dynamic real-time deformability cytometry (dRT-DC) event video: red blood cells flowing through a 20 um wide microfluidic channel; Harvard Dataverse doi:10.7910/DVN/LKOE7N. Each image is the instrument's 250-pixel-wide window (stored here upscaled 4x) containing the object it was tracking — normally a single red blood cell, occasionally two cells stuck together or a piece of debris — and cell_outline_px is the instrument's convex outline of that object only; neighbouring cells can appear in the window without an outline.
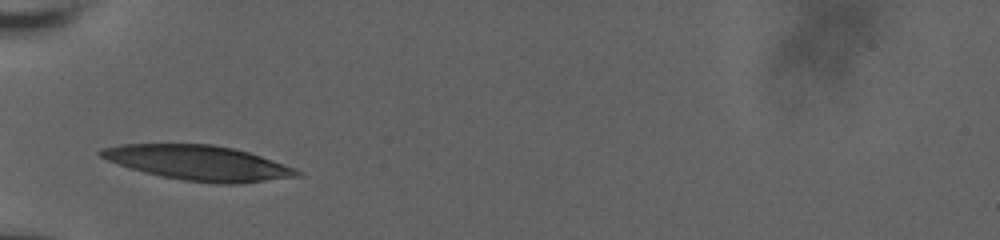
{"species": "human", "species_latin": "Homo sapiens", "temperature_condition": "room temperature", "stored_images_in_passage": 50, "camera_frame_rate_fps": 3000, "um_per_image_px": 0.085, "donor": {"sex": "male"}, "frame": {"image": 1, "passage_image": 1, "time_ms": 0.0, "image_size_px": [1000, 240], "cell_outline_px": [[304, 176], [240, 184], [216, 184], [184, 180], [160, 176], [144, 172], [108, 160], [100, 156], [96, 152], [100, 148], [120, 144], [212, 144], [232, 148], [248, 152], [296, 168], [304, 172]], "centroid_in_image_um": [16.92, 13.85], "position_along_channel_um": 68.1, "area_um2": 40.06}}
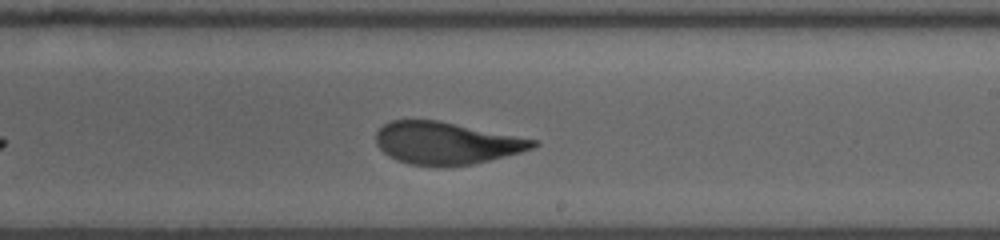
{"frame": {"image": 2, "passage_image": 23, "time_ms": 5.0, "image_size_px": [1000, 240], "cell_outline_px": [[540, 144], [532, 148], [520, 152], [472, 164], [436, 168], [408, 164], [396, 160], [388, 156], [376, 144], [376, 132], [384, 124], [392, 120], [440, 120], [536, 140]], "centroid_in_image_um": [37.89, 12.18], "position_along_channel_um": 251.1, "area_um2": 38.84}}
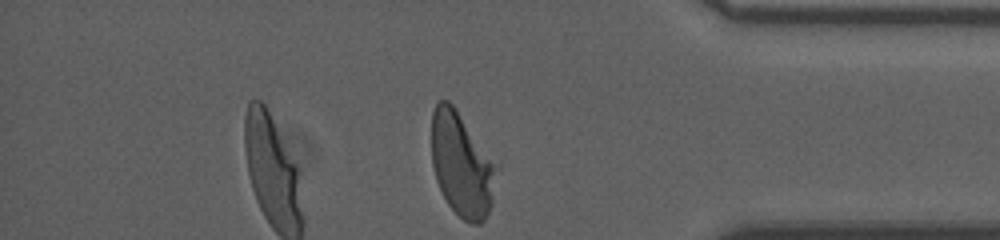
{"frame": {"image": 3, "passage_image": 50, "time_ms": 9.333, "image_size_px": [1000, 240], "cell_outline_px": [[500, 168], [492, 204], [484, 220], [480, 224], [472, 224], [464, 220], [448, 204], [436, 180], [432, 164], [432, 112], [436, 104], [440, 100], [448, 100], [456, 108], [500, 160]], "centroid_in_image_um": [39.34, 13.95], "position_along_channel_um": 395.9, "area_um2": 40.86}, "authors_computed_cell_mechanics": {"area_um2": 39.2462, "velocity_mm_per_s": 3.7329, "shape_relaxation_time_tau1_ms": 5.0621, "shape_relaxation_time_tau2_ms": 1.1543, "deformation_change_tau1": 0.2045, "deformation_change_tau2": 0.0825}}